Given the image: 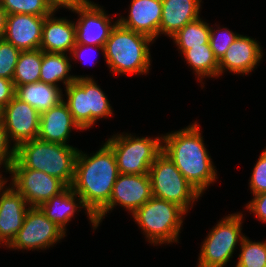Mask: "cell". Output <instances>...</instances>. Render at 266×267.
<instances>
[{"mask_svg": "<svg viewBox=\"0 0 266 267\" xmlns=\"http://www.w3.org/2000/svg\"><path fill=\"white\" fill-rule=\"evenodd\" d=\"M15 85L12 80L0 77V107L3 109L15 96Z\"/></svg>", "mask_w": 266, "mask_h": 267, "instance_id": "35", "label": "cell"}, {"mask_svg": "<svg viewBox=\"0 0 266 267\" xmlns=\"http://www.w3.org/2000/svg\"><path fill=\"white\" fill-rule=\"evenodd\" d=\"M2 119V108L0 107V120Z\"/></svg>", "mask_w": 266, "mask_h": 267, "instance_id": "40", "label": "cell"}, {"mask_svg": "<svg viewBox=\"0 0 266 267\" xmlns=\"http://www.w3.org/2000/svg\"><path fill=\"white\" fill-rule=\"evenodd\" d=\"M160 136L136 137L126 132L110 136L106 143L115 154L119 173L148 174L156 157L162 152Z\"/></svg>", "mask_w": 266, "mask_h": 267, "instance_id": "7", "label": "cell"}, {"mask_svg": "<svg viewBox=\"0 0 266 267\" xmlns=\"http://www.w3.org/2000/svg\"><path fill=\"white\" fill-rule=\"evenodd\" d=\"M40 115L36 109L16 96L2 109L1 120L15 148L38 138Z\"/></svg>", "mask_w": 266, "mask_h": 267, "instance_id": "14", "label": "cell"}, {"mask_svg": "<svg viewBox=\"0 0 266 267\" xmlns=\"http://www.w3.org/2000/svg\"><path fill=\"white\" fill-rule=\"evenodd\" d=\"M90 48H92V49H90ZM96 48V50L99 52L100 50H101V54H103V57H104V47L103 46H89V45H81V44H76L74 47H73V49H72V51H71V53H70V55H71V59H73L74 61H76V59H80L81 61H84L85 60V56H86V54L88 55L89 53H86L85 51H89V49L90 50H93V49H95ZM85 50V51H84ZM85 52V53H84ZM95 54V53H94ZM84 57V58H83ZM97 58V57H96ZM84 59V60H83ZM87 60V59H86ZM84 62H86V61H84ZM93 62H94V60H93Z\"/></svg>", "mask_w": 266, "mask_h": 267, "instance_id": "36", "label": "cell"}, {"mask_svg": "<svg viewBox=\"0 0 266 267\" xmlns=\"http://www.w3.org/2000/svg\"><path fill=\"white\" fill-rule=\"evenodd\" d=\"M82 130L74 121L67 104L61 101L58 105L40 115L38 139L64 145L70 140L72 130ZM68 141V142H67Z\"/></svg>", "mask_w": 266, "mask_h": 267, "instance_id": "20", "label": "cell"}, {"mask_svg": "<svg viewBox=\"0 0 266 267\" xmlns=\"http://www.w3.org/2000/svg\"><path fill=\"white\" fill-rule=\"evenodd\" d=\"M119 174L115 154L105 142L92 155L79 150L71 188L95 216L109 202Z\"/></svg>", "mask_w": 266, "mask_h": 267, "instance_id": "2", "label": "cell"}, {"mask_svg": "<svg viewBox=\"0 0 266 267\" xmlns=\"http://www.w3.org/2000/svg\"><path fill=\"white\" fill-rule=\"evenodd\" d=\"M1 171V170H0ZM8 182V178L6 179V177H3V175L0 172V189L4 186L7 185Z\"/></svg>", "mask_w": 266, "mask_h": 267, "instance_id": "39", "label": "cell"}, {"mask_svg": "<svg viewBox=\"0 0 266 267\" xmlns=\"http://www.w3.org/2000/svg\"><path fill=\"white\" fill-rule=\"evenodd\" d=\"M182 54L188 66L197 76L199 83H202L203 78L219 77V61L209 42L187 49Z\"/></svg>", "mask_w": 266, "mask_h": 267, "instance_id": "25", "label": "cell"}, {"mask_svg": "<svg viewBox=\"0 0 266 267\" xmlns=\"http://www.w3.org/2000/svg\"><path fill=\"white\" fill-rule=\"evenodd\" d=\"M148 174L153 197L175 203L187 213L202 197L163 152L156 157Z\"/></svg>", "mask_w": 266, "mask_h": 267, "instance_id": "8", "label": "cell"}, {"mask_svg": "<svg viewBox=\"0 0 266 267\" xmlns=\"http://www.w3.org/2000/svg\"><path fill=\"white\" fill-rule=\"evenodd\" d=\"M16 158V148L11 144L8 133L5 130L2 120H0V168L9 172L10 166Z\"/></svg>", "mask_w": 266, "mask_h": 267, "instance_id": "33", "label": "cell"}, {"mask_svg": "<svg viewBox=\"0 0 266 267\" xmlns=\"http://www.w3.org/2000/svg\"><path fill=\"white\" fill-rule=\"evenodd\" d=\"M214 26H216L217 29H215L213 26L211 27L210 25L209 43L215 57L219 61L229 46L240 34L231 31L227 27L220 28V26H217V24Z\"/></svg>", "mask_w": 266, "mask_h": 267, "instance_id": "30", "label": "cell"}, {"mask_svg": "<svg viewBox=\"0 0 266 267\" xmlns=\"http://www.w3.org/2000/svg\"><path fill=\"white\" fill-rule=\"evenodd\" d=\"M45 17L31 14L7 15L3 39L20 51L39 49Z\"/></svg>", "mask_w": 266, "mask_h": 267, "instance_id": "17", "label": "cell"}, {"mask_svg": "<svg viewBox=\"0 0 266 267\" xmlns=\"http://www.w3.org/2000/svg\"><path fill=\"white\" fill-rule=\"evenodd\" d=\"M198 124L194 121L184 129L162 134V152L202 195L216 182L218 174Z\"/></svg>", "mask_w": 266, "mask_h": 267, "instance_id": "1", "label": "cell"}, {"mask_svg": "<svg viewBox=\"0 0 266 267\" xmlns=\"http://www.w3.org/2000/svg\"><path fill=\"white\" fill-rule=\"evenodd\" d=\"M68 10L78 14L76 20V44L89 46H105L112 29L118 23L110 19L103 6L90 0H75Z\"/></svg>", "mask_w": 266, "mask_h": 267, "instance_id": "10", "label": "cell"}, {"mask_svg": "<svg viewBox=\"0 0 266 267\" xmlns=\"http://www.w3.org/2000/svg\"><path fill=\"white\" fill-rule=\"evenodd\" d=\"M66 237V233L51 222L39 207H30L23 226L7 246L13 250H46Z\"/></svg>", "mask_w": 266, "mask_h": 267, "instance_id": "11", "label": "cell"}, {"mask_svg": "<svg viewBox=\"0 0 266 267\" xmlns=\"http://www.w3.org/2000/svg\"><path fill=\"white\" fill-rule=\"evenodd\" d=\"M252 200L245 206L250 214H255L256 219L266 223V192L252 196Z\"/></svg>", "mask_w": 266, "mask_h": 267, "instance_id": "34", "label": "cell"}, {"mask_svg": "<svg viewBox=\"0 0 266 267\" xmlns=\"http://www.w3.org/2000/svg\"><path fill=\"white\" fill-rule=\"evenodd\" d=\"M10 184L30 207H39L45 201L62 192L67 186L58 178L43 171L28 168H10Z\"/></svg>", "mask_w": 266, "mask_h": 267, "instance_id": "13", "label": "cell"}, {"mask_svg": "<svg viewBox=\"0 0 266 267\" xmlns=\"http://www.w3.org/2000/svg\"><path fill=\"white\" fill-rule=\"evenodd\" d=\"M55 12L56 10L44 19L39 49L48 53H69L70 55L76 45L75 23L65 17H54Z\"/></svg>", "mask_w": 266, "mask_h": 267, "instance_id": "21", "label": "cell"}, {"mask_svg": "<svg viewBox=\"0 0 266 267\" xmlns=\"http://www.w3.org/2000/svg\"><path fill=\"white\" fill-rule=\"evenodd\" d=\"M202 0H162L159 35L172 37L186 24L200 18Z\"/></svg>", "mask_w": 266, "mask_h": 267, "instance_id": "22", "label": "cell"}, {"mask_svg": "<svg viewBox=\"0 0 266 267\" xmlns=\"http://www.w3.org/2000/svg\"><path fill=\"white\" fill-rule=\"evenodd\" d=\"M67 55L43 51L39 81L54 86H60L58 84L62 83L65 87L74 82L76 77L70 74L71 57Z\"/></svg>", "mask_w": 266, "mask_h": 267, "instance_id": "24", "label": "cell"}, {"mask_svg": "<svg viewBox=\"0 0 266 267\" xmlns=\"http://www.w3.org/2000/svg\"><path fill=\"white\" fill-rule=\"evenodd\" d=\"M150 37L127 29L119 23L104 46V61L112 74L144 75L151 69Z\"/></svg>", "mask_w": 266, "mask_h": 267, "instance_id": "4", "label": "cell"}, {"mask_svg": "<svg viewBox=\"0 0 266 267\" xmlns=\"http://www.w3.org/2000/svg\"><path fill=\"white\" fill-rule=\"evenodd\" d=\"M210 25L201 17L186 24L171 39L176 44L178 51L182 54L185 50L197 47L209 42Z\"/></svg>", "mask_w": 266, "mask_h": 267, "instance_id": "27", "label": "cell"}, {"mask_svg": "<svg viewBox=\"0 0 266 267\" xmlns=\"http://www.w3.org/2000/svg\"><path fill=\"white\" fill-rule=\"evenodd\" d=\"M5 188V189H4ZM30 206L11 185L0 189V245L6 248L15 238Z\"/></svg>", "mask_w": 266, "mask_h": 267, "instance_id": "16", "label": "cell"}, {"mask_svg": "<svg viewBox=\"0 0 266 267\" xmlns=\"http://www.w3.org/2000/svg\"><path fill=\"white\" fill-rule=\"evenodd\" d=\"M130 4L128 16H119L118 23L155 41L159 37L162 0H132Z\"/></svg>", "mask_w": 266, "mask_h": 267, "instance_id": "19", "label": "cell"}, {"mask_svg": "<svg viewBox=\"0 0 266 267\" xmlns=\"http://www.w3.org/2000/svg\"><path fill=\"white\" fill-rule=\"evenodd\" d=\"M187 212L175 203L151 197L132 217L151 245L179 243ZM184 215V216H183Z\"/></svg>", "mask_w": 266, "mask_h": 267, "instance_id": "5", "label": "cell"}, {"mask_svg": "<svg viewBox=\"0 0 266 267\" xmlns=\"http://www.w3.org/2000/svg\"><path fill=\"white\" fill-rule=\"evenodd\" d=\"M263 57L262 46L256 39L239 35L219 60V77L228 71L247 75L254 71Z\"/></svg>", "mask_w": 266, "mask_h": 267, "instance_id": "15", "label": "cell"}, {"mask_svg": "<svg viewBox=\"0 0 266 267\" xmlns=\"http://www.w3.org/2000/svg\"><path fill=\"white\" fill-rule=\"evenodd\" d=\"M74 76L76 80L64 87L67 97L63 101L82 131L92 128L99 119L112 117V106L93 76Z\"/></svg>", "mask_w": 266, "mask_h": 267, "instance_id": "6", "label": "cell"}, {"mask_svg": "<svg viewBox=\"0 0 266 267\" xmlns=\"http://www.w3.org/2000/svg\"><path fill=\"white\" fill-rule=\"evenodd\" d=\"M1 6L10 14L48 16L55 9L46 0H0Z\"/></svg>", "mask_w": 266, "mask_h": 267, "instance_id": "29", "label": "cell"}, {"mask_svg": "<svg viewBox=\"0 0 266 267\" xmlns=\"http://www.w3.org/2000/svg\"><path fill=\"white\" fill-rule=\"evenodd\" d=\"M15 96L21 101L27 102L40 114L58 105L64 98L62 88L40 81L18 85Z\"/></svg>", "mask_w": 266, "mask_h": 267, "instance_id": "23", "label": "cell"}, {"mask_svg": "<svg viewBox=\"0 0 266 267\" xmlns=\"http://www.w3.org/2000/svg\"><path fill=\"white\" fill-rule=\"evenodd\" d=\"M243 213L228 214L210 229L203 240L197 267H224L245 237L241 232Z\"/></svg>", "mask_w": 266, "mask_h": 267, "instance_id": "9", "label": "cell"}, {"mask_svg": "<svg viewBox=\"0 0 266 267\" xmlns=\"http://www.w3.org/2000/svg\"><path fill=\"white\" fill-rule=\"evenodd\" d=\"M239 246L241 252L235 267L266 266V240L256 242L245 236Z\"/></svg>", "mask_w": 266, "mask_h": 267, "instance_id": "28", "label": "cell"}, {"mask_svg": "<svg viewBox=\"0 0 266 267\" xmlns=\"http://www.w3.org/2000/svg\"><path fill=\"white\" fill-rule=\"evenodd\" d=\"M20 52L11 43L0 40V77L12 80Z\"/></svg>", "mask_w": 266, "mask_h": 267, "instance_id": "31", "label": "cell"}, {"mask_svg": "<svg viewBox=\"0 0 266 267\" xmlns=\"http://www.w3.org/2000/svg\"><path fill=\"white\" fill-rule=\"evenodd\" d=\"M43 51L41 49L21 51L12 81L18 85L39 82Z\"/></svg>", "mask_w": 266, "mask_h": 267, "instance_id": "26", "label": "cell"}, {"mask_svg": "<svg viewBox=\"0 0 266 267\" xmlns=\"http://www.w3.org/2000/svg\"><path fill=\"white\" fill-rule=\"evenodd\" d=\"M56 11L59 8H66L68 7L75 1V0H46Z\"/></svg>", "mask_w": 266, "mask_h": 267, "instance_id": "37", "label": "cell"}, {"mask_svg": "<svg viewBox=\"0 0 266 267\" xmlns=\"http://www.w3.org/2000/svg\"><path fill=\"white\" fill-rule=\"evenodd\" d=\"M39 208L51 222H54L65 233L67 231L66 227L75 213L80 212L83 208L90 224L92 223L93 230L98 228L95 216L87 209L81 197L71 186H67L62 192L42 203Z\"/></svg>", "mask_w": 266, "mask_h": 267, "instance_id": "18", "label": "cell"}, {"mask_svg": "<svg viewBox=\"0 0 266 267\" xmlns=\"http://www.w3.org/2000/svg\"><path fill=\"white\" fill-rule=\"evenodd\" d=\"M78 152L79 148L72 145L32 139L16 148V158L10 168L43 171L71 186Z\"/></svg>", "mask_w": 266, "mask_h": 267, "instance_id": "3", "label": "cell"}, {"mask_svg": "<svg viewBox=\"0 0 266 267\" xmlns=\"http://www.w3.org/2000/svg\"><path fill=\"white\" fill-rule=\"evenodd\" d=\"M152 196L149 174H119L109 202L95 215L98 227L106 214L118 204L132 215Z\"/></svg>", "mask_w": 266, "mask_h": 267, "instance_id": "12", "label": "cell"}, {"mask_svg": "<svg viewBox=\"0 0 266 267\" xmlns=\"http://www.w3.org/2000/svg\"><path fill=\"white\" fill-rule=\"evenodd\" d=\"M6 16V11L0 4V40L3 39L5 34Z\"/></svg>", "mask_w": 266, "mask_h": 267, "instance_id": "38", "label": "cell"}, {"mask_svg": "<svg viewBox=\"0 0 266 267\" xmlns=\"http://www.w3.org/2000/svg\"><path fill=\"white\" fill-rule=\"evenodd\" d=\"M248 184L252 195L266 192V147L254 165Z\"/></svg>", "mask_w": 266, "mask_h": 267, "instance_id": "32", "label": "cell"}]
</instances>
